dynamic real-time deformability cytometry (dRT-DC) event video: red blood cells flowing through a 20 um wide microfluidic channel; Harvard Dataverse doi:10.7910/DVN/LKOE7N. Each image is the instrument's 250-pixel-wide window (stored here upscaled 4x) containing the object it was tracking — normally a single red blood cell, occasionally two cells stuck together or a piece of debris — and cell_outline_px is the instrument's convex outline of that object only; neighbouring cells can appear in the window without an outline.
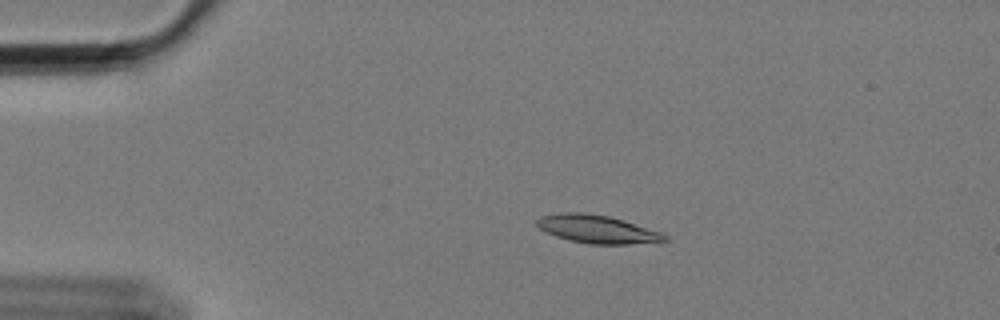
{"species": "Egyptian fruit bat (a non-hibernating species)", "species_latin": "Rousettus aegyptiacus", "temperature_condition": "cold", "stored_images_in_passage": 58, "camera_frame_rate_fps": 3000, "um_per_image_px": 0.085, "animal": {"sex": "female"}, "frame": {"image": 1, "passage_image": 11, "time_ms": 3.333, "image_size_px": [1000, 320], "cell_outline_px": [[668, 240], [628, 244], [588, 244], [568, 240], [556, 236], [540, 228], [536, 224], [536, 220], [540, 216], [560, 212], [580, 212], [608, 216], [624, 220], [660, 232], [668, 236]], "centroid_in_image_um": [50.73, 19.47], "position_along_channel_um": 34.3, "area_um2": 20.75}}
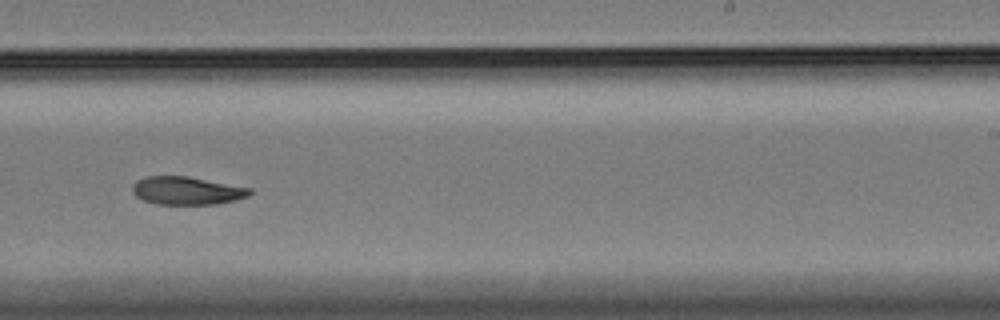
{"frame": {"image": 2, "passage_image": 36, "time_ms": 11.667, "image_size_px": [1000, 320], "cell_outline_px": [[252, 192], [248, 196], [236, 200], [216, 204], [156, 204], [144, 200], [136, 196], [132, 192], [132, 184], [136, 180], [148, 176], [188, 176], [252, 188]], "centroid_in_image_um": [15.88, 16.2], "position_along_channel_um": 273.1, "area_um2": 19.25}}
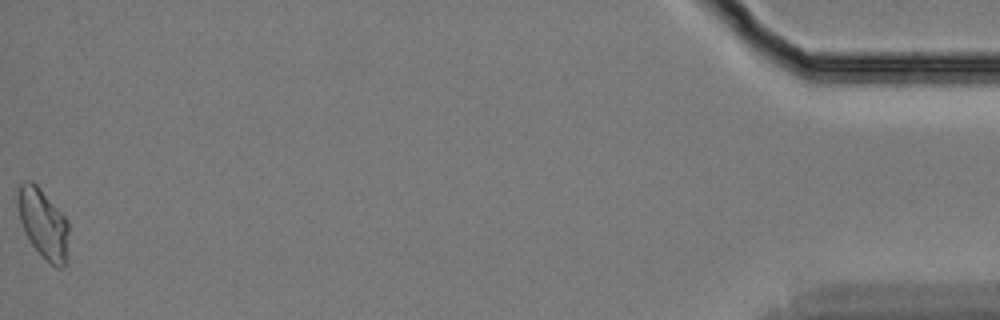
{"frame": {"image": 3, "passage_image": 58, "time_ms": 19.0, "image_size_px": [1000, 320], "cell_outline_px": [[68, 260], [64, 268], [56, 268], [32, 244], [24, 232], [20, 220], [16, 204], [16, 196], [20, 184], [24, 180], [32, 180], [40, 188], [68, 220]], "centroid_in_image_um": [3.67, 18.99], "position_along_channel_um": 431.5, "area_um2": 20.87}}